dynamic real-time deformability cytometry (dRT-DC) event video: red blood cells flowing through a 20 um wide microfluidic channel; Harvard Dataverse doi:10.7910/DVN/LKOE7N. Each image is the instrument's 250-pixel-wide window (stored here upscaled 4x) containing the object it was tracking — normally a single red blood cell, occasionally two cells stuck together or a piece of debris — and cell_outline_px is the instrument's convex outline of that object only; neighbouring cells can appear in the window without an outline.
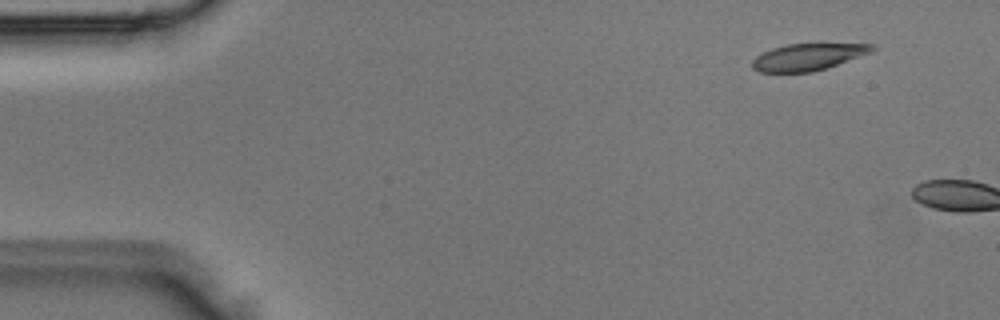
{"species": "Egyptian fruit bat (a non-hibernating species)", "species_latin": "Rousettus aegyptiacus", "temperature_condition": "room temperature", "stored_images_in_passage": 3, "camera_frame_rate_fps": 3000, "um_per_image_px": 0.085, "animal": {"sex": "male"}, "frame": {"image": 1, "passage_image": 2, "time_ms": 0.333, "image_size_px": [1000, 320], "cell_outline_px": [[876, 48], [872, 52], [828, 68], [812, 72], [760, 72], [752, 68], [752, 60], [756, 56], [772, 48], [784, 44], [872, 44]], "centroid_in_image_um": [68.67, 4.85], "position_along_channel_um": 16.3, "area_um2": 18.73}}